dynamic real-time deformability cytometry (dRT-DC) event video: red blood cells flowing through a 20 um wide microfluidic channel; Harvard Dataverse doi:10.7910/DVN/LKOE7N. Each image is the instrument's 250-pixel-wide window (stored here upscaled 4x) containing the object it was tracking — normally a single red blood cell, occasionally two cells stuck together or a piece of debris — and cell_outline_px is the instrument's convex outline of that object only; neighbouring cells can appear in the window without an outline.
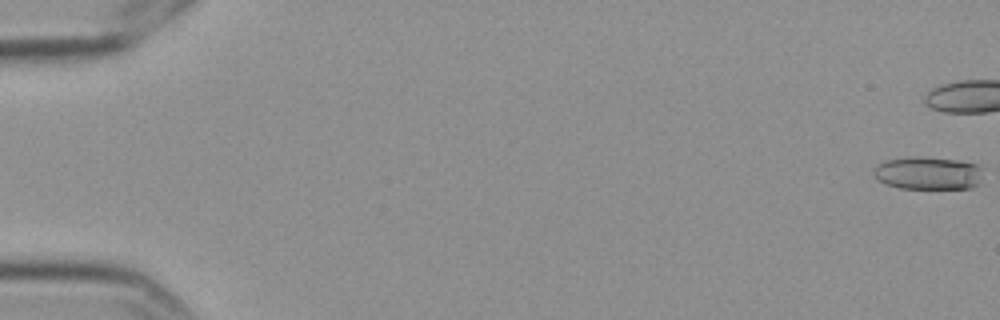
{"species": "Egyptian fruit bat (a non-hibernating species)", "species_latin": "Rousettus aegyptiacus", "temperature_condition": "cold", "stored_images_in_passage": 9, "camera_frame_rate_fps": 3000, "um_per_image_px": 0.085, "frame": {"image": 1, "passage_image": 1, "time_ms": 0.0, "image_size_px": [1000, 320], "cell_outline_px": [[980, 184], [972, 188], [900, 188], [884, 184], [876, 180], [872, 172], [876, 164], [888, 160], [912, 156], [956, 160], [976, 164], [980, 168]], "centroid_in_image_um": [78.82, 14.73], "position_along_channel_um": 6.2, "area_um2": 20.92}}
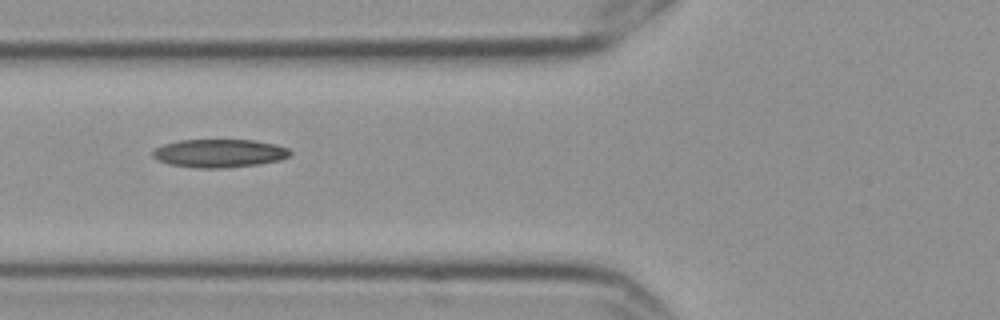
{"frame": {"image": 2, "passage_image": 8, "time_ms": 2.333, "image_size_px": [1000, 320], "cell_outline_px": [[292, 152], [288, 156], [280, 160], [260, 164], [224, 168], [196, 168], [168, 164], [156, 160], [152, 156], [152, 152], [156, 148], [164, 144], [180, 140], [256, 140], [276, 144], [288, 148]], "centroid_in_image_um": [18.64, 13.03], "position_along_channel_um": 107.2, "area_um2": 22.77}}
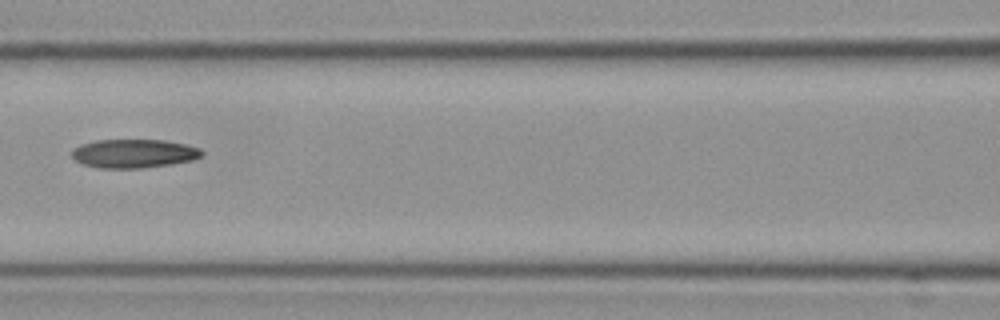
{"frame": {"image": 3, "passage_image": 9, "time_ms": 2.667, "image_size_px": [1000, 320], "cell_outline_px": [[204, 152], [200, 156], [192, 160], [172, 164], [140, 168], [100, 168], [84, 164], [76, 160], [72, 156], [72, 148], [80, 144], [96, 140], [164, 140], [188, 144], [200, 148]], "centroid_in_image_um": [11.39, 13.04], "position_along_channel_um": 155.2, "area_um2": 21.79}}